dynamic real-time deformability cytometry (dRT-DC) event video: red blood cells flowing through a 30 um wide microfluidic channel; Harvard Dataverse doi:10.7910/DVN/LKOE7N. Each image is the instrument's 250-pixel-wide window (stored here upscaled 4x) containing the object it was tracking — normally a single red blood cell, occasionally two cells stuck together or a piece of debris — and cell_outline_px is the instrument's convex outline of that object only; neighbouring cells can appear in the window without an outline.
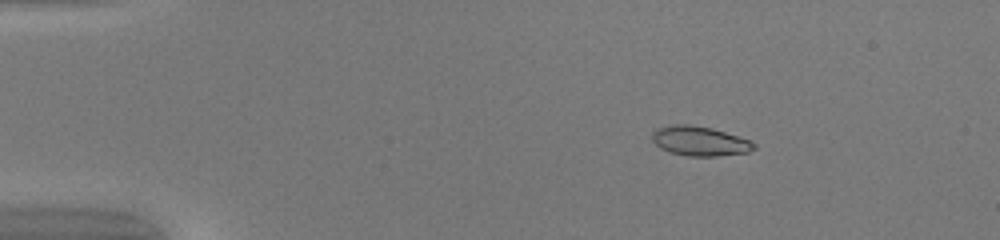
{"species": "common noctule bat (a hibernating species)", "species_latin": "Nyctalus noctula", "temperature_condition": "warm", "stored_images_in_passage": 51, "camera_frame_rate_fps": 3000, "um_per_image_px": 0.085, "animal": {"sex": "female", "body_mass_g": 20.0, "forearm_length_mm": 54.0}, "frame": {"image": 1, "passage_image": 9, "time_ms": 2.667, "image_size_px": [1000, 240], "cell_outline_px": [[756, 148], [748, 152], [716, 156], [688, 156], [668, 152], [660, 148], [652, 140], [652, 132], [656, 128], [672, 124], [688, 124], [712, 128], [752, 140], [756, 144]], "centroid_in_image_um": [59.48, 11.98], "position_along_channel_um": 25.5, "area_um2": 17.74}}
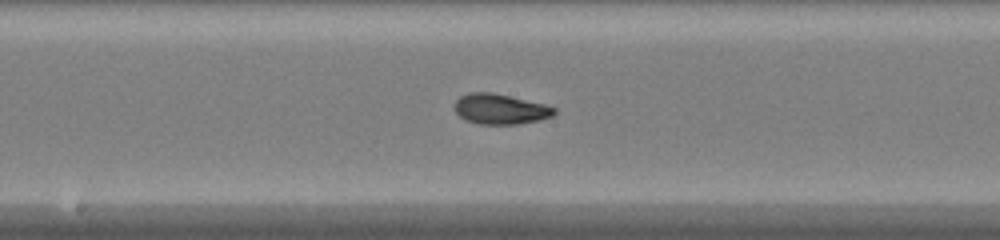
{"frame": {"image": 2, "passage_image": 28, "time_ms": 9.0, "image_size_px": [1000, 240], "cell_outline_px": [[556, 112], [552, 116], [540, 120], [520, 124], [480, 124], [464, 120], [452, 108], [452, 104], [460, 96], [468, 92], [488, 92], [508, 96], [544, 104], [556, 108]], "centroid_in_image_um": [42.47, 9.28], "position_along_channel_um": 205.7, "area_um2": 17.69}}
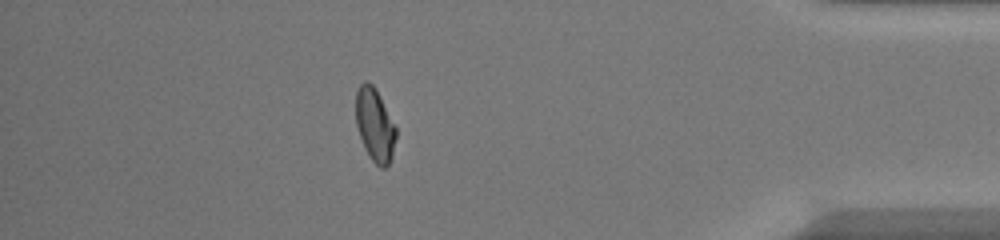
{"frame": {"image": 3, "passage_image": 45, "time_ms": 14.667, "image_size_px": [1000, 240], "cell_outline_px": [[396, 136], [392, 156], [388, 164], [384, 168], [380, 168], [368, 156], [364, 148], [356, 124], [356, 92], [360, 84], [364, 80], [368, 80], [376, 88], [396, 128]], "centroid_in_image_um": [31.85, 10.6], "position_along_channel_um": 403.4, "area_um2": 17.11}, "authors_computed_cell_mechanics": {"area_um2": 17.1666, "velocity_mm_per_s": 4.1871, "shape_relaxation_time_tau1_ms": 6.9118, "shape_relaxation_time_tau2_ms": 1.5292, "deformation_change_tau1": 0.2113, "deformation_change_tau2": 0.05}}